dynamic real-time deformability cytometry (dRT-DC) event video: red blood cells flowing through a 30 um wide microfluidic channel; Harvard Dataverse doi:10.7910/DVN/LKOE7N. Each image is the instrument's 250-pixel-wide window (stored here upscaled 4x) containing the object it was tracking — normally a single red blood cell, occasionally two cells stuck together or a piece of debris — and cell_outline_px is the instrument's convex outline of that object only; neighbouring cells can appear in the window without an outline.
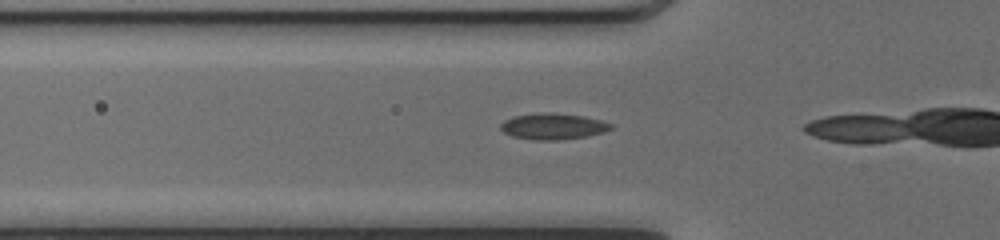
{"species": "common noctule bat (a hibernating species)", "species_latin": "Nyctalus noctula", "temperature_condition": "cold", "stored_images_in_passage": 12, "camera_frame_rate_fps": 3000, "um_per_image_px": 0.085, "animal": {"sex": "female", "body_mass_g": 17.0, "forearm_length_mm": 48.0}, "frame": {"image": 1, "passage_image": 10, "time_ms": 3.0, "image_size_px": [1000, 240], "cell_outline_px": [[612, 128], [604, 132], [588, 136], [560, 140], [532, 140], [512, 136], [504, 132], [500, 128], [500, 124], [504, 120], [512, 116], [540, 112], [552, 112], [584, 116], [600, 120], [612, 124]], "centroid_in_image_um": [46.98, 10.73], "position_along_channel_um": 78.8, "area_um2": 16.99}}